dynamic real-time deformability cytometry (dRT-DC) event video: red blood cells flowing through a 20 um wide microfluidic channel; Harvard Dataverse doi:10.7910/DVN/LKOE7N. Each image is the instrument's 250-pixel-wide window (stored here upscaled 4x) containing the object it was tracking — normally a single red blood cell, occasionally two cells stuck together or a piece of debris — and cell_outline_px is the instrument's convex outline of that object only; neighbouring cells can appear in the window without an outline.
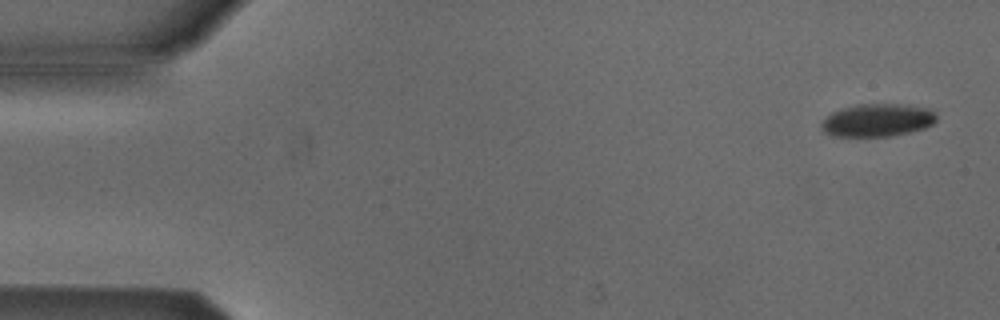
{"species": "Egyptian fruit bat (a non-hibernating species)", "species_latin": "Rousettus aegyptiacus", "temperature_condition": "cold", "stored_images_in_passage": 4, "camera_frame_rate_fps": 3000, "um_per_image_px": 0.085, "animal": {"sex": "male"}, "frame": {"image": 1, "passage_image": 1, "time_ms": 0.0, "image_size_px": [1000, 320], "cell_outline_px": [[936, 120], [932, 124], [924, 128], [908, 132], [888, 136], [832, 136], [824, 132], [820, 128], [820, 124], [832, 112], [856, 104], [896, 104], [928, 108], [936, 112]], "centroid_in_image_um": [74.57, 10.21], "position_along_channel_um": 10.4, "area_um2": 21.85}}